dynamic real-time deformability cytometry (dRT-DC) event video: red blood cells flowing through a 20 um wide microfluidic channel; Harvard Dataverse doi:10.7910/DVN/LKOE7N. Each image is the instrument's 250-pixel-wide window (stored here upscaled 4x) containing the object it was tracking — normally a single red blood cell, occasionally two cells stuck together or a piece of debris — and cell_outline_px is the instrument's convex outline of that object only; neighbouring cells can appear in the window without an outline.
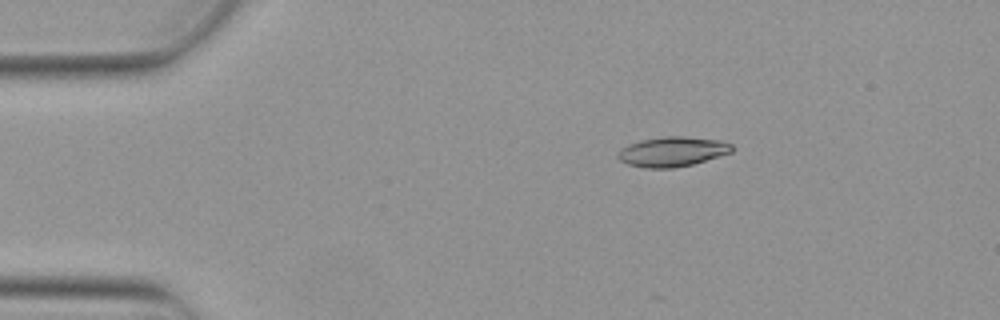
{"species": "Egyptian fruit bat (a non-hibernating species)", "species_latin": "Rousettus aegyptiacus", "temperature_condition": "warm", "stored_images_in_passage": 5, "camera_frame_rate_fps": 3000, "um_per_image_px": 0.085, "animal": {"sex": "female"}, "frame": {"image": 1, "passage_image": 5, "time_ms": 1.333, "image_size_px": [1000, 320], "cell_outline_px": [[736, 148], [732, 152], [692, 164], [672, 168], [644, 168], [628, 164], [620, 160], [616, 156], [620, 148], [628, 144], [640, 140], [664, 136], [684, 136], [724, 140], [732, 144]], "centroid_in_image_um": [57.16, 12.87], "position_along_channel_um": 27.8, "area_um2": 20.06}}